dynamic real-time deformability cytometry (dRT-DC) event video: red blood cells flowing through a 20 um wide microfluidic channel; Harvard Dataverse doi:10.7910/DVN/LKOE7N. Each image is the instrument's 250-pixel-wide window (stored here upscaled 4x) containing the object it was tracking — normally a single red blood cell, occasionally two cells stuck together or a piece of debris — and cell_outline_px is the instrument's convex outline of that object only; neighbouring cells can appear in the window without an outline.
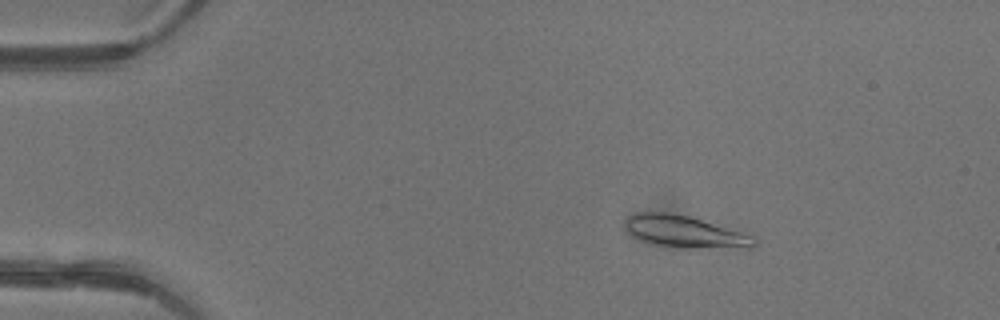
{"species": "common noctule bat (a hibernating species)", "species_latin": "Nyctalus noctula", "temperature_condition": "warm", "stored_images_in_passage": 46, "camera_frame_rate_fps": 3000, "um_per_image_px": 0.085, "animal": {"sex": "female"}, "frame": {"image": 1, "passage_image": 7, "time_ms": 2.0, "image_size_px": [1000, 320], "cell_outline_px": [[756, 244], [752, 248], [676, 248], [656, 244], [644, 240], [636, 236], [624, 224], [624, 220], [628, 216], [636, 212], [664, 212], [688, 216], [756, 236]], "centroid_in_image_um": [58.27, 19.7], "position_along_channel_um": 26.7, "area_um2": 23.81}}
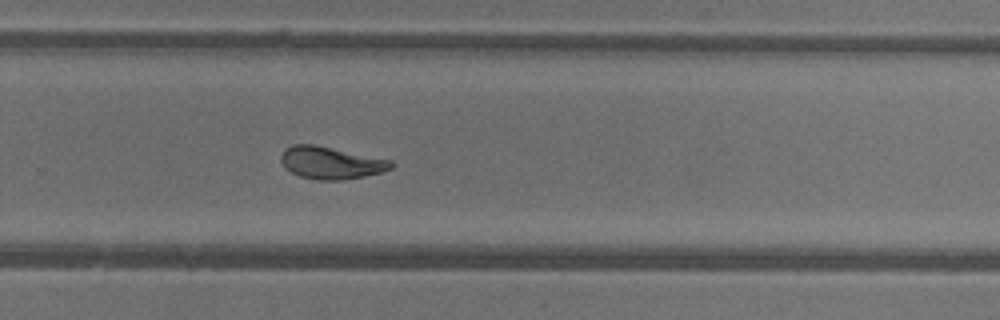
{"frame": {"image": 2, "passage_image": 31, "time_ms": 10.0, "image_size_px": [1000, 320], "cell_outline_px": [[396, 164], [392, 168], [380, 172], [364, 176], [344, 180], [320, 180], [300, 176], [284, 168], [280, 160], [280, 156], [284, 148], [292, 144], [312, 144], [392, 160]], "centroid_in_image_um": [28.11, 13.83], "position_along_channel_um": 301.7, "area_um2": 20.75}}
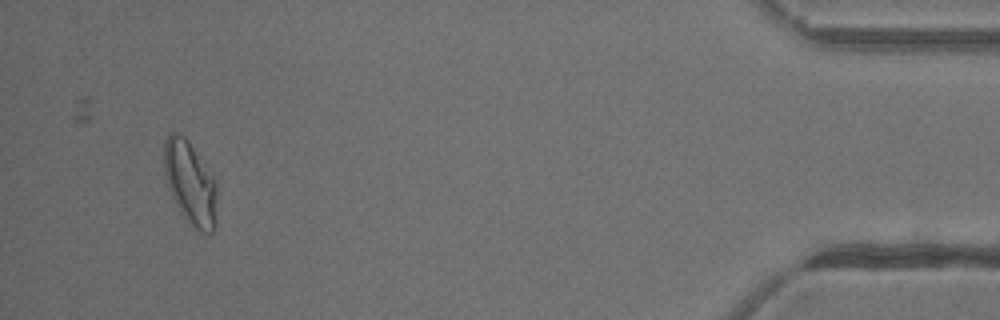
{"frame": {"image": 3, "passage_image": 44, "time_ms": 14.333, "image_size_px": [1000, 320], "cell_outline_px": [[216, 228], [212, 232], [204, 236], [180, 212], [168, 188], [164, 172], [164, 140], [172, 132], [176, 132], [184, 136], [188, 140], [212, 176], [216, 184]], "centroid_in_image_um": [16.17, 15.58], "position_along_channel_um": 419.0, "area_um2": 25.55}, "authors_computed_cell_mechanics": {"area_um2": 22.1085, "velocity_mm_per_s": 4.3918, "shape_relaxation_time_tau1_ms": 3.6642, "shape_relaxation_time_tau2_ms": 2.3429, "deformation_change_tau1": 0.152, "deformation_change_tau2": 0.0759}}